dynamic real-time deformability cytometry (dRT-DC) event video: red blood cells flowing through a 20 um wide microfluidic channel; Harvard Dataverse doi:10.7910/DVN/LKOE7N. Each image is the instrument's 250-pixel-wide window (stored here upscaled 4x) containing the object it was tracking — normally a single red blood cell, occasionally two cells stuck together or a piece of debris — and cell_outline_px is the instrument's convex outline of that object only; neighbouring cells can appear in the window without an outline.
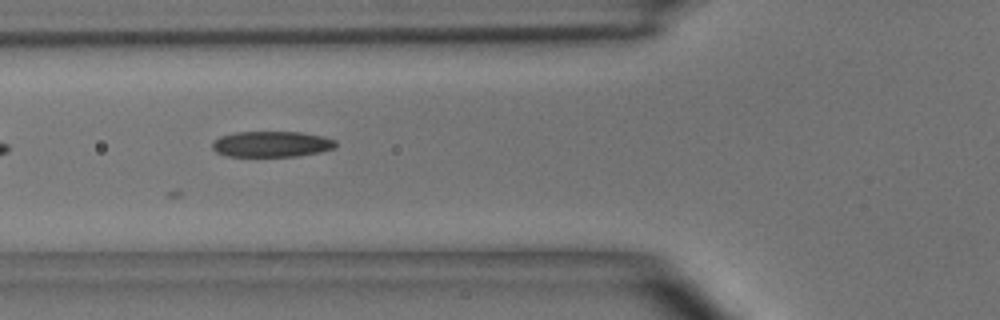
{"species": "common noctule bat (a hibernating species)", "species_latin": "Nyctalus noctula", "temperature_condition": "room temperature", "stored_images_in_passage": 8, "camera_frame_rate_fps": 3000, "um_per_image_px": 0.085, "animal": {"sex": "male", "body_mass_g": 15.6}, "frame": {"image": 1, "passage_image": 4, "time_ms": 3.333, "image_size_px": [1000, 320], "cell_outline_px": [[336, 148], [320, 152], [296, 156], [228, 156], [216, 152], [212, 148], [212, 144], [220, 136], [236, 132], [300, 132], [324, 136], [336, 140]], "centroid_in_image_um": [23.12, 12.24], "position_along_channel_um": 102.7, "area_um2": 18.55}}